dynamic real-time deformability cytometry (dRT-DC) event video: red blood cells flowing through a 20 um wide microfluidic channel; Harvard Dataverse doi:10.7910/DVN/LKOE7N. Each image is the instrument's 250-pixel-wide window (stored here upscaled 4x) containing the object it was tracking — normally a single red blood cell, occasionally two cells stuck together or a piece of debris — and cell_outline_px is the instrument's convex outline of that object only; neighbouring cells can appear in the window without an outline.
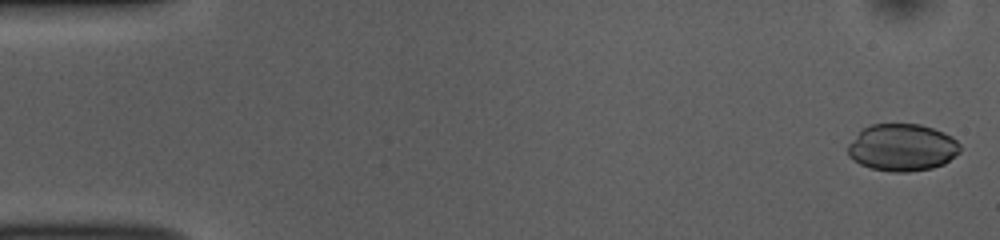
{"species": "common noctule bat (a hibernating species)", "species_latin": "Nyctalus noctula", "temperature_condition": "room temperature", "stored_images_in_passage": 51, "camera_frame_rate_fps": 3000, "um_per_image_px": 0.085, "animal": {"sex": "female", "body_mass_g": 10.0, "forearm_length_mm": 53.1}, "frame": {"image": 1, "passage_image": 1, "time_ms": 0.0, "image_size_px": [1000, 240], "cell_outline_px": [[960, 152], [944, 164], [932, 168], [908, 172], [892, 172], [872, 168], [860, 164], [852, 160], [848, 156], [848, 144], [864, 128], [872, 124], [920, 124], [944, 132], [952, 136], [960, 144]], "centroid_in_image_um": [76.7, 12.54], "position_along_channel_um": 8.3, "area_um2": 30.87}}
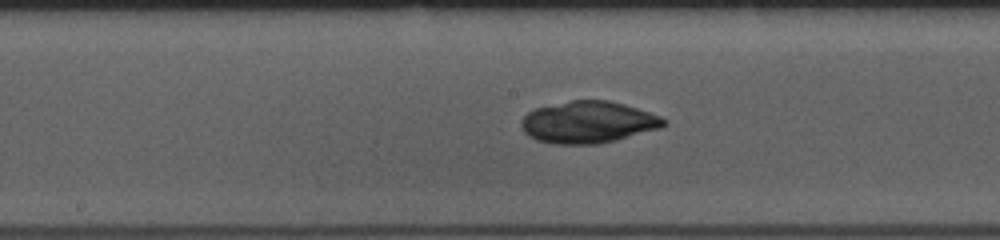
{"frame": {"image": 2, "passage_image": 26, "time_ms": 8.333, "image_size_px": [1000, 240], "cell_outline_px": [[668, 124], [660, 128], [616, 140], [600, 144], [556, 144], [536, 140], [528, 136], [524, 132], [520, 124], [520, 120], [528, 112], [536, 108], [572, 100], [608, 100], [624, 104], [660, 116], [668, 120]], "centroid_in_image_um": [49.99, 10.39], "position_along_channel_um": 198.2, "area_um2": 34.8}}
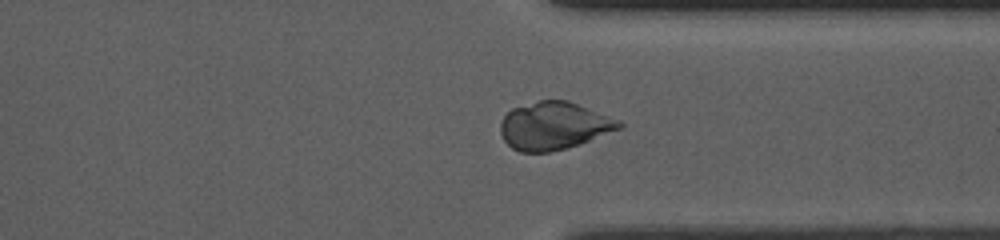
{"frame": {"image": 3, "passage_image": 39, "time_ms": 12.667, "image_size_px": [1000, 240], "cell_outline_px": [[624, 128], [580, 144], [548, 152], [520, 152], [512, 148], [504, 140], [500, 132], [500, 124], [504, 116], [512, 108], [540, 100], [568, 100], [620, 120], [624, 124]], "centroid_in_image_um": [47.11, 10.69], "position_along_channel_um": 364.3, "area_um2": 33.06}}